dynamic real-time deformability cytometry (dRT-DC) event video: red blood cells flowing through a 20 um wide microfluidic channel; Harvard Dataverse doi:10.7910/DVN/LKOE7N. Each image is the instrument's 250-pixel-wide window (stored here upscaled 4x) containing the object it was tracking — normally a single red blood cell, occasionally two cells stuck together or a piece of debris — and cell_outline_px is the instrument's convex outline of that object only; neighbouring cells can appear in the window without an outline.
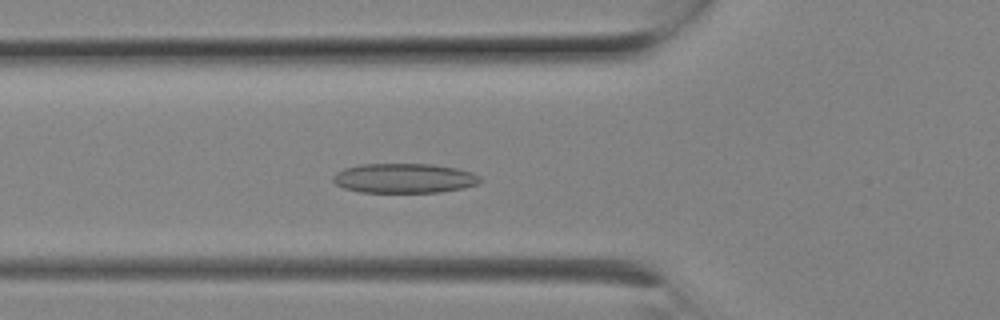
{"species": "Egyptian fruit bat (a non-hibernating species)", "species_latin": "Rousettus aegyptiacus", "temperature_condition": "room temperature", "stored_images_in_passage": 7, "camera_frame_rate_fps": 3000, "um_per_image_px": 0.085, "animal": {"sex": "female"}, "frame": {"image": 1, "passage_image": 7, "time_ms": 2.0, "image_size_px": [1000, 320], "cell_outline_px": [[484, 180], [476, 184], [464, 188], [440, 192], [360, 192], [344, 188], [336, 184], [332, 180], [332, 176], [336, 172], [344, 168], [360, 164], [432, 164], [456, 168], [472, 172], [480, 176]], "centroid_in_image_um": [34.36, 15.15], "position_along_channel_um": 91.4, "area_um2": 25.55}}